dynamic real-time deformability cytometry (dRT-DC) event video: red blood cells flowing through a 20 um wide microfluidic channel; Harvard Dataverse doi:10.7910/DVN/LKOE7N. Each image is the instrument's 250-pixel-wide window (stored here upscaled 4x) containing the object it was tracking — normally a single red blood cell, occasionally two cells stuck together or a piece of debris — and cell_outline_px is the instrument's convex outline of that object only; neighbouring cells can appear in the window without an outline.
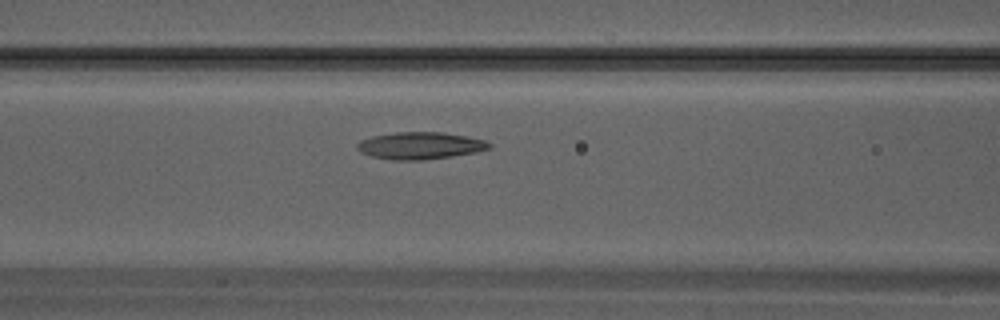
{"species": "Egyptian fruit bat (a non-hibernating species)", "species_latin": "Rousettus aegyptiacus", "temperature_condition": "warm", "stored_images_in_passage": 25, "camera_frame_rate_fps": 3000, "um_per_image_px": 0.085, "animal": {"sex": "male"}, "frame": {"image": 1, "passage_image": 6, "time_ms": 1.667, "image_size_px": [1000, 320], "cell_outline_px": [[492, 148], [476, 152], [452, 156], [420, 160], [388, 160], [372, 156], [360, 152], [356, 148], [356, 144], [360, 140], [372, 136], [400, 132], [440, 132], [468, 136], [484, 140], [492, 144]], "centroid_in_image_um": [35.71, 12.38], "position_along_channel_um": 130.9, "area_um2": 20.92}}
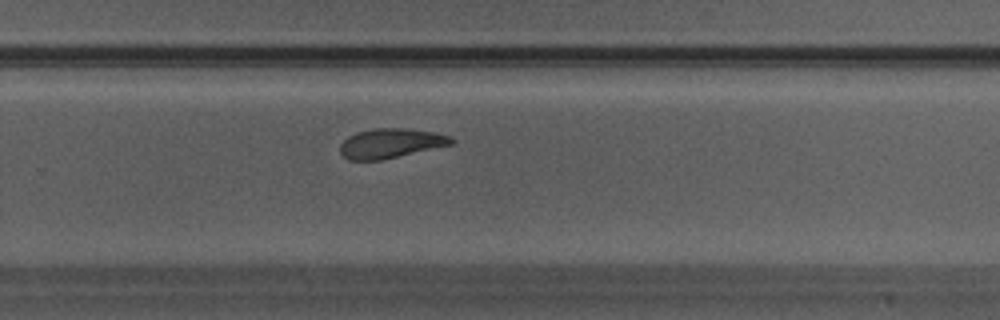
{"frame": {"image": 2, "passage_image": 14, "time_ms": 4.333, "image_size_px": [1000, 320], "cell_outline_px": [[456, 140], [452, 144], [380, 160], [348, 160], [340, 152], [340, 144], [348, 136], [356, 132], [372, 128], [404, 128], [432, 132], [452, 136]], "centroid_in_image_um": [33.19, 12.17], "position_along_channel_um": 296.6, "area_um2": 19.07}}
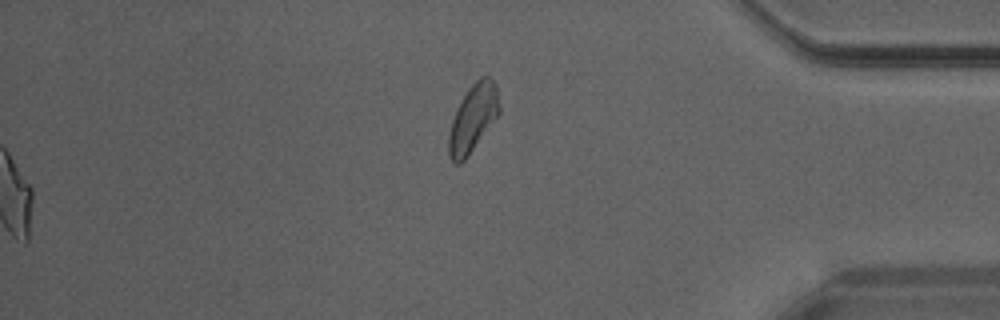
{"frame": {"image": 3, "passage_image": 20, "time_ms": 6.333, "image_size_px": [1000, 320], "cell_outline_px": [[500, 112], [468, 156], [460, 164], [456, 164], [452, 160], [448, 152], [448, 136], [452, 120], [456, 108], [460, 100], [468, 88], [480, 76], [488, 76], [496, 84], [500, 108]], "centroid_in_image_um": [40.19, 10.03], "position_along_channel_um": 395.0, "area_um2": 19.83}}